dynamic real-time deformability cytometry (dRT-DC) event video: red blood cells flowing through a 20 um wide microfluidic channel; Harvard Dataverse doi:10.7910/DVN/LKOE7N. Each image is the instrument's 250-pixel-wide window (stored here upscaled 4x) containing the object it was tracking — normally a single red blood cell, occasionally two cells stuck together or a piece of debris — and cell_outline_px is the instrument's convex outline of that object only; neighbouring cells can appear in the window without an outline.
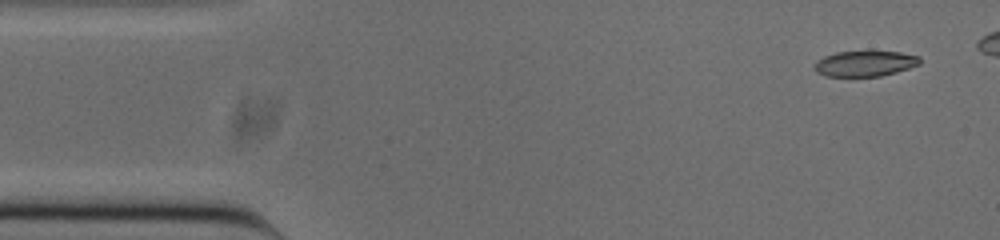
{"species": "common noctule bat (a hibernating species)", "species_latin": "Nyctalus noctula", "temperature_condition": "cold", "stored_images_in_passage": 44, "camera_frame_rate_fps": 3000, "um_per_image_px": 0.085, "animal": {"sex": "male", "body_mass_g": 20.0, "forearm_length_mm": 53.3}, "frame": {"image": 1, "passage_image": 3, "time_ms": 0.667, "image_size_px": [1000, 240], "cell_outline_px": [[920, 64], [896, 72], [880, 76], [824, 76], [816, 72], [816, 64], [824, 56], [836, 52], [900, 52], [920, 56]], "centroid_in_image_um": [73.55, 5.41], "position_along_channel_um": 11.4, "area_um2": 15.37}}
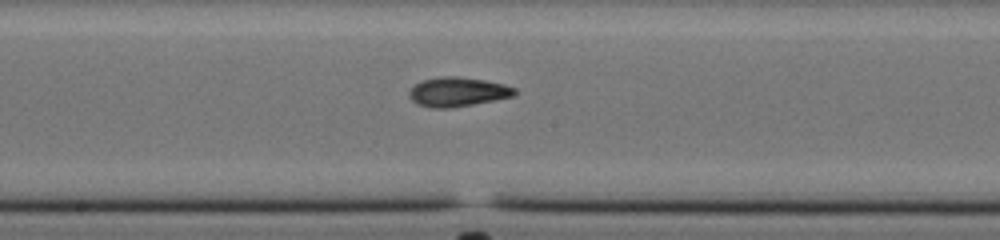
{"frame": {"image": 2, "passage_image": 26, "time_ms": 8.333, "image_size_px": [1000, 240], "cell_outline_px": [[516, 92], [512, 96], [452, 108], [428, 108], [416, 104], [408, 96], [408, 92], [420, 80], [444, 76], [456, 76], [484, 80], [504, 84], [516, 88]], "centroid_in_image_um": [38.85, 7.81], "position_along_channel_um": 209.4, "area_um2": 17.98}}
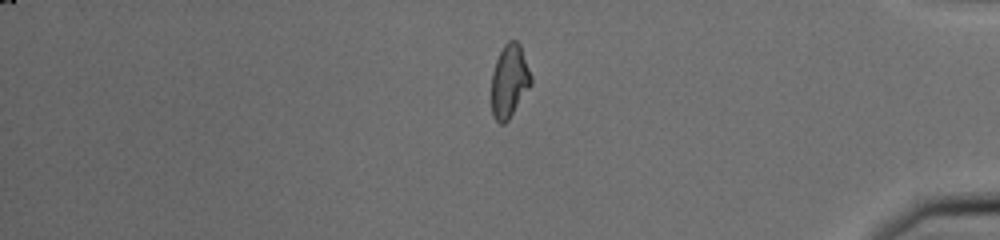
{"frame": {"image": 3, "passage_image": 43, "time_ms": 14.0, "image_size_px": [1000, 240], "cell_outline_px": [[532, 84], [508, 120], [504, 124], [500, 124], [496, 120], [492, 112], [492, 72], [496, 60], [504, 44], [508, 40], [516, 40], [520, 44], [532, 76]], "centroid_in_image_um": [43.31, 6.87], "position_along_channel_um": 391.9, "area_um2": 16.82}}